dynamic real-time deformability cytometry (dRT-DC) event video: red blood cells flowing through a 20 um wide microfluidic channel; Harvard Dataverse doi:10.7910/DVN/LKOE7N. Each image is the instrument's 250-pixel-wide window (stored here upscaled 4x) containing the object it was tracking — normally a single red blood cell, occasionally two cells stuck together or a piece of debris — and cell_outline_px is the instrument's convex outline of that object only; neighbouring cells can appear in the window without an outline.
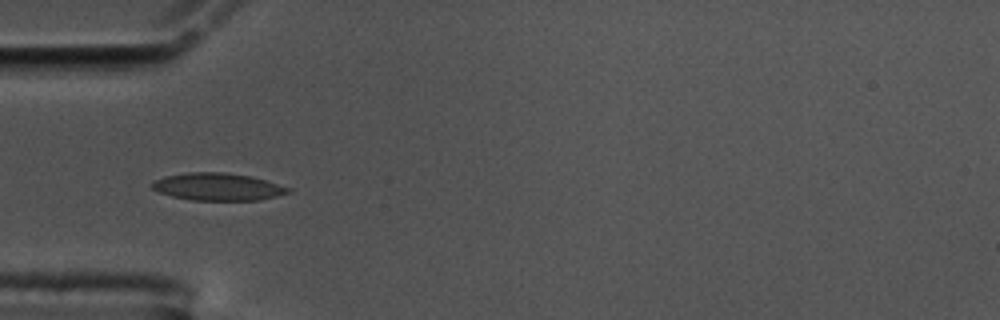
{"species": "common noctule bat (a hibernating species)", "species_latin": "Nyctalus noctula", "temperature_condition": "cold", "stored_images_in_passage": 25, "camera_frame_rate_fps": 3000, "um_per_image_px": 0.085, "animal": {"sex": "male", "body_mass_g": 17.5, "forearm_length_mm": 52.3}, "frame": {"image": 1, "passage_image": 3, "time_ms": 0.667, "image_size_px": [1000, 320], "cell_outline_px": [[292, 192], [260, 200], [192, 200], [172, 196], [160, 192], [152, 188], [152, 180], [164, 176], [188, 172], [224, 172], [252, 176], [292, 188]], "centroid_in_image_um": [18.53, 15.87], "position_along_channel_um": 66.5, "area_um2": 21.85}}
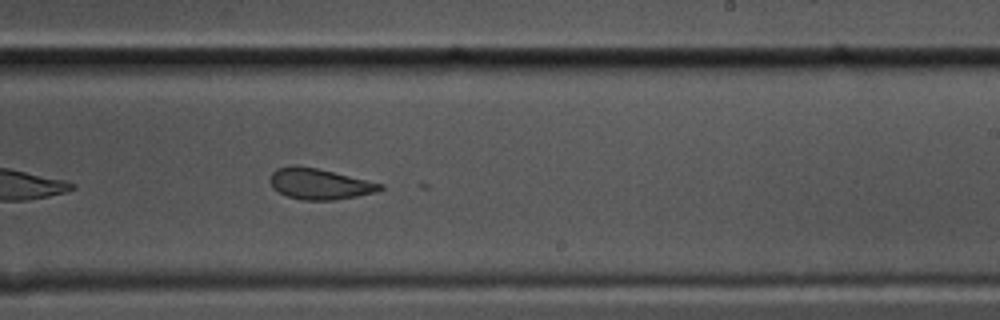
{"frame": {"image": 2, "passage_image": 20, "time_ms": 6.333, "image_size_px": [1000, 320], "cell_outline_px": [[384, 188], [376, 192], [336, 200], [304, 200], [288, 196], [272, 188], [268, 180], [272, 172], [276, 168], [292, 164], [296, 164], [316, 168], [384, 184]], "centroid_in_image_um": [27.12, 15.62], "position_along_channel_um": 261.9, "area_um2": 19.88}}